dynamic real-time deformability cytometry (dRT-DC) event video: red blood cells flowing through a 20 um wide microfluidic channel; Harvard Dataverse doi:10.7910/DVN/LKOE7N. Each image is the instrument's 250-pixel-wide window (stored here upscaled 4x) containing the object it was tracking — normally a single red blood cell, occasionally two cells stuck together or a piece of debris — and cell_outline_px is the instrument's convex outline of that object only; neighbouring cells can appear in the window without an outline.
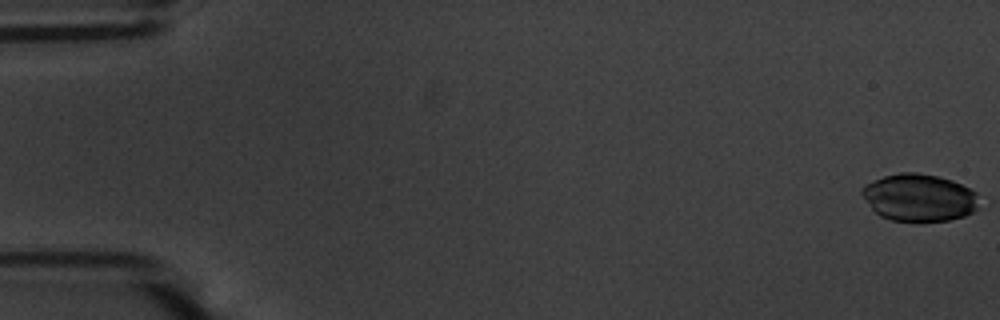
{"species": "common noctule bat (a hibernating species)", "species_latin": "Nyctalus noctula", "temperature_condition": "warm", "stored_images_in_passage": 55, "camera_frame_rate_fps": 3000, "um_per_image_px": 0.085, "animal": {"sex": "male", "body_mass_g": 20.1, "forearm_length_mm": 53.5}, "frame": {"image": 1, "passage_image": 1, "time_ms": 0.0, "image_size_px": [1000, 320], "cell_outline_px": [[984, 204], [980, 208], [964, 216], [948, 220], [892, 220], [880, 216], [872, 208], [860, 192], [860, 188], [864, 184], [884, 176], [900, 172], [916, 172], [936, 176], [952, 180], [976, 192], [984, 200]], "centroid_in_image_um": [78.19, 16.78], "position_along_channel_um": 6.8, "area_um2": 32.48}}
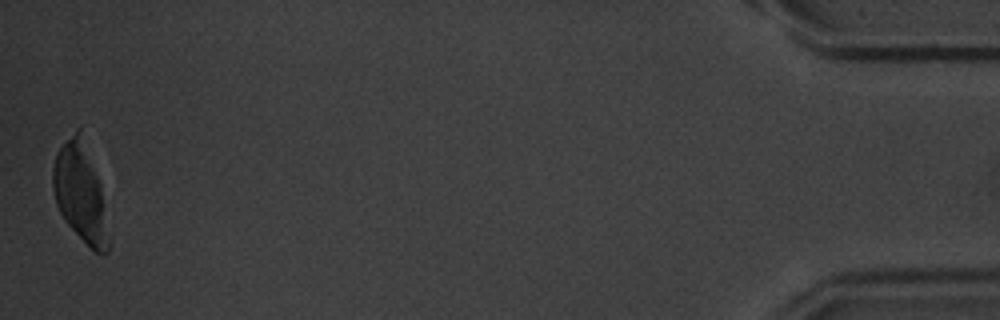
{"frame": {"image": 2, "passage_image": 55, "time_ms": 18.0, "image_size_px": [1000, 320], "cell_outline_px": [[108, 252], [96, 252], [64, 220], [56, 204], [52, 188], [52, 168], [56, 152], [76, 128], [80, 124], [100, 184], [108, 244]], "centroid_in_image_um": [6.77, 16.26], "position_along_channel_um": 428.4, "area_um2": 31.21}}